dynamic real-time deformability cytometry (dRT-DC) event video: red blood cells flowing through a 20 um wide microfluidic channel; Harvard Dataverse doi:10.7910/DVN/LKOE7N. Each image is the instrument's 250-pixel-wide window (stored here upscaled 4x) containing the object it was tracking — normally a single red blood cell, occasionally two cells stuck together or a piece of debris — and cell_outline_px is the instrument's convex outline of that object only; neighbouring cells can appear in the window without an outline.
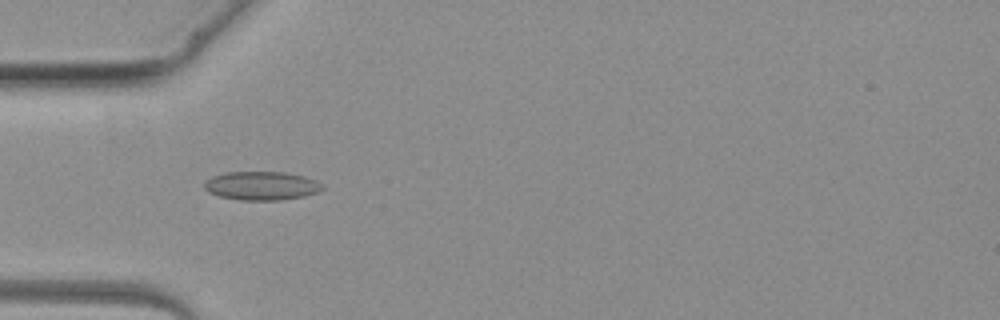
{"species": "common noctule bat (a hibernating species)", "species_latin": "Nyctalus noctula", "temperature_condition": "warm", "stored_images_in_passage": 3, "camera_frame_rate_fps": 3000, "um_per_image_px": 0.085, "animal": {"sex": "female", "body_mass_g": 19.3, "forearm_length_mm": 54.1}, "frame": {"image": 1, "passage_image": 3, "time_ms": 2.333, "image_size_px": [1000, 320], "cell_outline_px": [[324, 188], [316, 192], [304, 196], [280, 200], [240, 200], [220, 196], [208, 192], [204, 188], [204, 180], [212, 176], [228, 172], [284, 172], [304, 176], [316, 180], [324, 184]], "centroid_in_image_um": [22.22, 15.78], "position_along_channel_um": 62.8, "area_um2": 19.77}}